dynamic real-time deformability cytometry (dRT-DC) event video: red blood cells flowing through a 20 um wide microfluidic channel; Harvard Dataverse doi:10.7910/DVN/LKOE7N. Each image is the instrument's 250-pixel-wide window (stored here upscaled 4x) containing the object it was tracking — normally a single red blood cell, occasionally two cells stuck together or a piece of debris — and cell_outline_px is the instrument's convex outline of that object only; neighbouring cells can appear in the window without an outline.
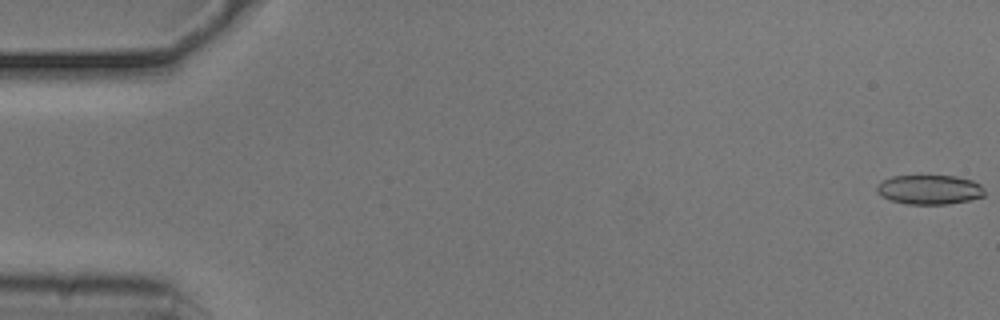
{"species": "common noctule bat (a hibernating species)", "species_latin": "Nyctalus noctula", "temperature_condition": "cold", "stored_images_in_passage": 51, "camera_frame_rate_fps": 3000, "um_per_image_px": 0.085, "animal": {"sex": "male", "body_mass_g": 20.5, "forearm_length_mm": 52.5}, "frame": {"image": 1, "passage_image": 1, "time_ms": 0.0, "image_size_px": [1000, 320], "cell_outline_px": [[984, 196], [968, 200], [948, 204], [908, 204], [892, 200], [880, 196], [876, 192], [876, 188], [884, 180], [892, 176], [956, 176], [972, 180], [980, 184], [984, 188]], "centroid_in_image_um": [79.02, 16.12], "position_along_channel_um": 6.0, "area_um2": 18.38}}
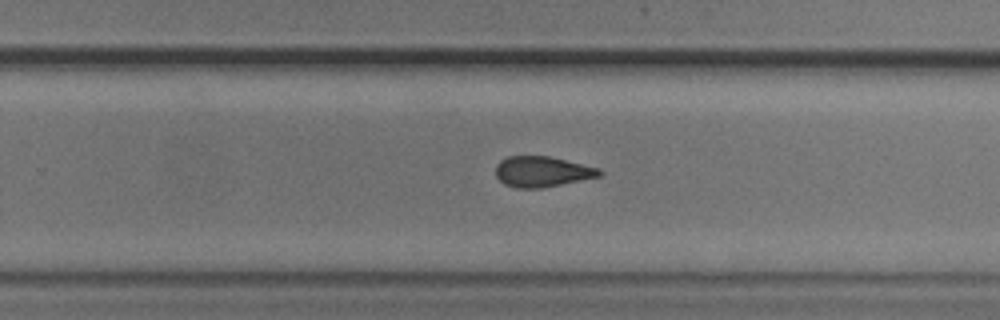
{"frame": {"image": 2, "passage_image": 35, "time_ms": 11.333, "image_size_px": [1000, 320], "cell_outline_px": [[604, 172], [600, 176], [544, 188], [516, 188], [504, 184], [496, 176], [496, 164], [500, 160], [508, 156], [548, 156], [600, 168]], "centroid_in_image_um": [46.08, 14.59], "position_along_channel_um": 283.7, "area_um2": 18.55}}
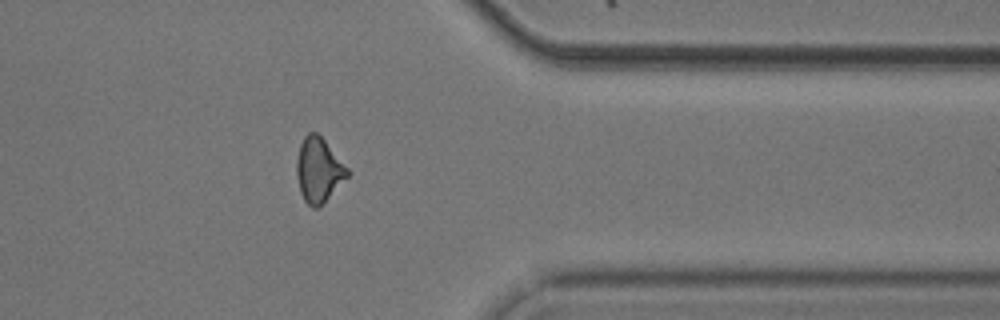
{"frame": {"image": 3, "passage_image": 44, "time_ms": 14.333, "image_size_px": [1000, 320], "cell_outline_px": [[352, 172], [316, 208], [312, 208], [304, 200], [300, 192], [296, 176], [296, 160], [300, 144], [304, 136], [308, 132], [316, 132], [324, 140]], "centroid_in_image_um": [27.06, 14.42], "position_along_channel_um": 384.3, "area_um2": 18.84}, "authors_computed_cell_mechanics": {"area_um2": 19.363, "velocity_mm_per_s": 3.7506, "shape_relaxation_time_tau1_ms": 10.7384, "shape_relaxation_time_tau2_ms": 1.8177, "deformation_change_tau1": 0.2009, "deformation_change_tau2": 0.0817}}